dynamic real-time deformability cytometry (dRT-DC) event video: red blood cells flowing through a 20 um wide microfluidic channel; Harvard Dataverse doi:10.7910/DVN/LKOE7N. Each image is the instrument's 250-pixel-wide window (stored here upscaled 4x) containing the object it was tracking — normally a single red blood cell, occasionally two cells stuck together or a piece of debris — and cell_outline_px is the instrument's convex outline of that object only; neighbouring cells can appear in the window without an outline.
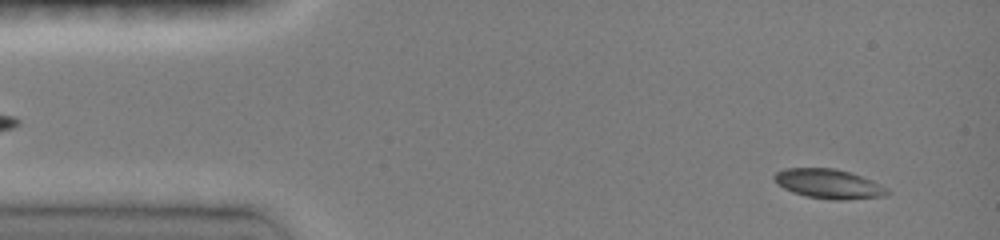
{"species": "common noctule bat (a hibernating species)", "species_latin": "Nyctalus noctula", "temperature_condition": "room temperature", "stored_images_in_passage": 13, "camera_frame_rate_fps": 3000, "um_per_image_px": 0.085, "animal": {"sex": "female", "body_mass_g": 19.0, "forearm_length_mm": 51.5}, "frame": {"image": 1, "passage_image": 2, "time_ms": 0.667, "image_size_px": [1000, 240], "cell_outline_px": [[892, 192], [888, 196], [848, 200], [832, 200], [804, 196], [792, 192], [776, 184], [772, 176], [776, 172], [784, 168], [836, 168], [872, 180], [888, 188]], "centroid_in_image_um": [70.45, 15.64], "position_along_channel_um": 14.5, "area_um2": 19.77}}
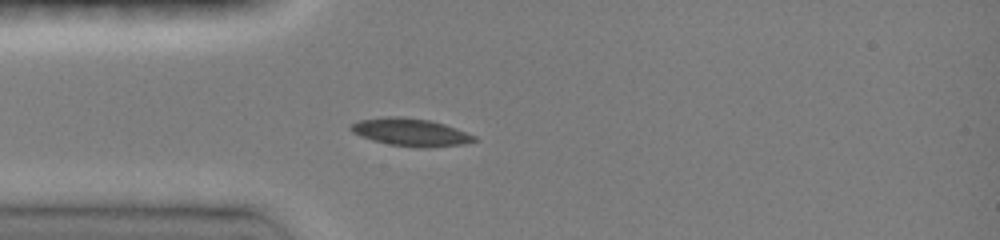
{"frame": {"image": 2, "passage_image": 7, "time_ms": 3.667, "image_size_px": [1000, 240], "cell_outline_px": [[480, 140], [464, 144], [428, 148], [420, 148], [388, 144], [372, 140], [360, 136], [352, 132], [348, 128], [352, 124], [360, 120], [388, 116], [404, 116], [428, 120], [444, 124], [456, 128], [476, 136]], "centroid_in_image_um": [34.93, 11.24], "position_along_channel_um": 50.1, "area_um2": 20.06}}
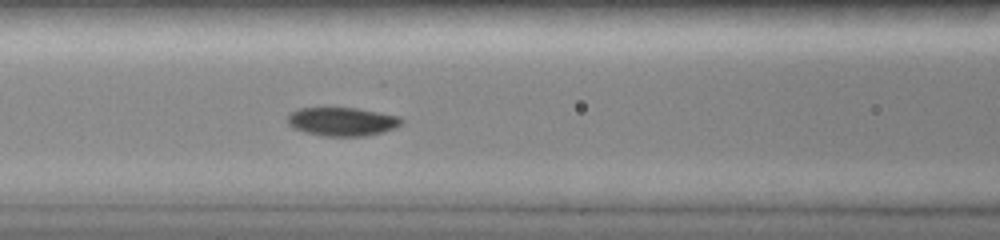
{"frame": {"image": 3, "passage_image": 11, "time_ms": 6.0, "image_size_px": [1000, 240], "cell_outline_px": [[404, 120], [396, 128], [384, 132], [364, 136], [324, 136], [304, 132], [292, 128], [288, 124], [288, 112], [296, 108], [356, 108], [380, 112], [400, 116]], "centroid_in_image_um": [29.07, 10.33], "position_along_channel_um": 137.5, "area_um2": 19.25}}